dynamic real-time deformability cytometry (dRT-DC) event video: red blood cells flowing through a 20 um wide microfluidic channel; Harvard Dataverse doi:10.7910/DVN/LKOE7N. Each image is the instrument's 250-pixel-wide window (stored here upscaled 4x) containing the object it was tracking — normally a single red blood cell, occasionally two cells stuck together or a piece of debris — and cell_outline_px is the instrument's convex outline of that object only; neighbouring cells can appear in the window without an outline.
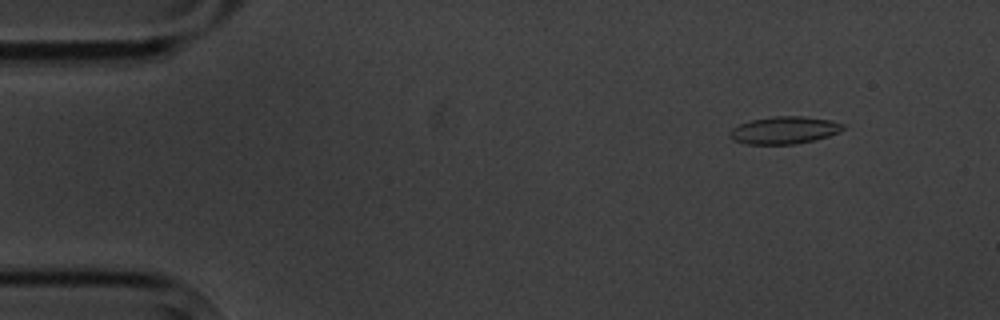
{"species": "common noctule bat (a hibernating species)", "species_latin": "Nyctalus noctula", "temperature_condition": "cold", "stored_images_in_passage": 5, "camera_frame_rate_fps": 3000, "um_per_image_px": 0.085, "animal": {"sex": "male", "body_mass_g": 20.1, "forearm_length_mm": 53.5}, "frame": {"image": 1, "passage_image": 2, "time_ms": 1.0, "image_size_px": [1000, 320], "cell_outline_px": [[844, 128], [840, 132], [828, 136], [796, 144], [748, 144], [732, 140], [728, 132], [732, 128], [740, 124], [752, 120], [772, 116], [804, 116], [832, 120], [844, 124]], "centroid_in_image_um": [66.67, 11.06], "position_along_channel_um": 18.3, "area_um2": 18.09}}
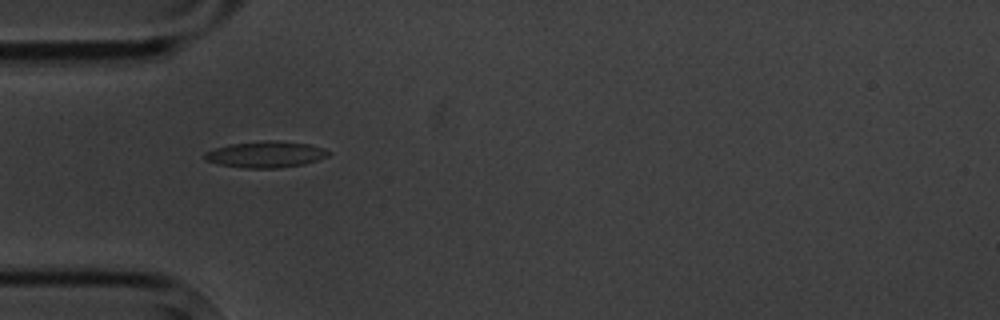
{"frame": {"image": 2, "passage_image": 5, "time_ms": 4.667, "image_size_px": [1000, 320], "cell_outline_px": [[332, 152], [328, 156], [304, 164], [280, 168], [244, 168], [220, 164], [204, 160], [204, 152], [228, 144], [264, 140], [272, 140], [308, 144], [324, 148]], "centroid_in_image_um": [22.58, 13.12], "position_along_channel_um": 62.4, "area_um2": 19.02}}